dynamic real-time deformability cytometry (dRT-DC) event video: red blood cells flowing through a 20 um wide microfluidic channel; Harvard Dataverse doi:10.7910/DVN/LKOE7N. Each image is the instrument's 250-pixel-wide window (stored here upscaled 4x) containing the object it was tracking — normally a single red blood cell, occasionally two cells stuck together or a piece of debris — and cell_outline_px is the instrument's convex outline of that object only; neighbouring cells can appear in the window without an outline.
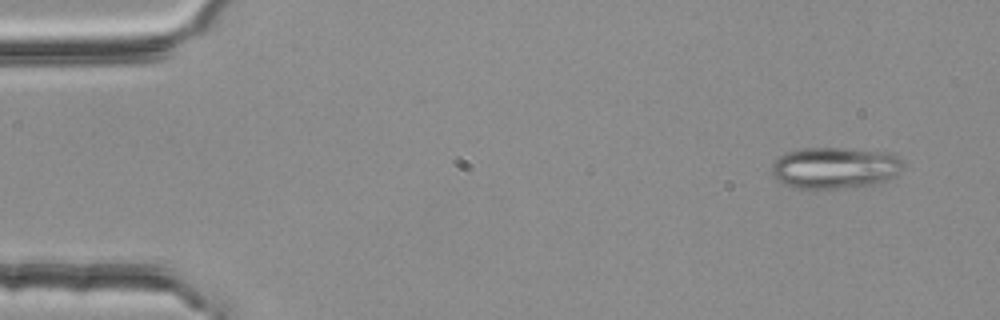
{"species": "common noctule bat (a hibernating species)", "species_latin": "Nyctalus noctula", "temperature_condition": "room temperature", "stored_images_in_passage": 3, "camera_frame_rate_fps": 3000, "um_per_image_px": 0.085, "animal": {"sex": "female", "body_mass_g": 25.1}, "frame": {"image": 1, "passage_image": 1, "time_ms": 0.0, "image_size_px": [1000, 320], "cell_outline_px": [[904, 164], [900, 172], [888, 180], [872, 188], [796, 188], [784, 184], [776, 180], [772, 172], [772, 164], [780, 156], [788, 152], [800, 148], [840, 148], [888, 152], [896, 156]], "centroid_in_image_um": [71.02, 14.29], "position_along_channel_um": 14.0, "area_um2": 32.25}}